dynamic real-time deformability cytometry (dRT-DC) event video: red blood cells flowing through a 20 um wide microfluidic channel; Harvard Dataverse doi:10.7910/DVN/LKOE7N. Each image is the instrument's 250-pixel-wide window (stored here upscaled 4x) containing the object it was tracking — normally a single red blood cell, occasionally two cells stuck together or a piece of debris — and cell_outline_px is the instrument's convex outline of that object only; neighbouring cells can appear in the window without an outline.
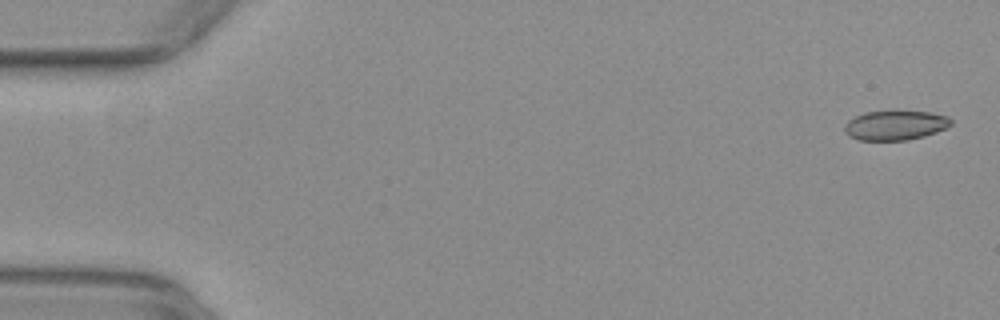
{"species": "common noctule bat (a hibernating species)", "species_latin": "Nyctalus noctula", "temperature_condition": "warm", "stored_images_in_passage": 44, "camera_frame_rate_fps": 3000, "um_per_image_px": 0.085, "animal": {"sex": "female", "body_mass_g": 29.2, "forearm_length_mm": 56.3}, "frame": {"image": 1, "passage_image": 2, "time_ms": 0.333, "image_size_px": [1000, 320], "cell_outline_px": [[952, 124], [936, 132], [924, 136], [908, 140], [860, 140], [848, 136], [844, 132], [844, 124], [848, 120], [864, 112], [896, 108], [932, 112], [948, 116], [952, 120]], "centroid_in_image_um": [76.09, 10.6], "position_along_channel_um": 8.9, "area_um2": 19.19}}
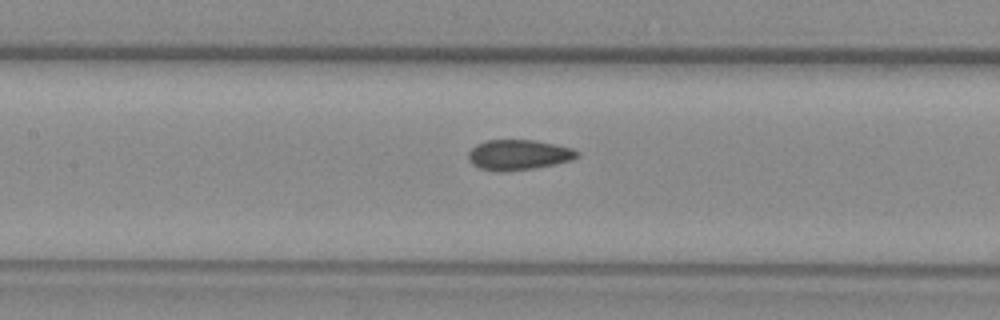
{"frame": {"image": 2, "passage_image": 25, "time_ms": 8.0, "image_size_px": [1000, 320], "cell_outline_px": [[580, 156], [572, 160], [532, 168], [504, 172], [500, 172], [480, 168], [472, 164], [468, 160], [468, 152], [476, 144], [488, 140], [536, 140], [556, 144], [572, 148], [580, 152]], "centroid_in_image_um": [44.08, 13.15], "position_along_channel_um": 163.3, "area_um2": 19.25}}
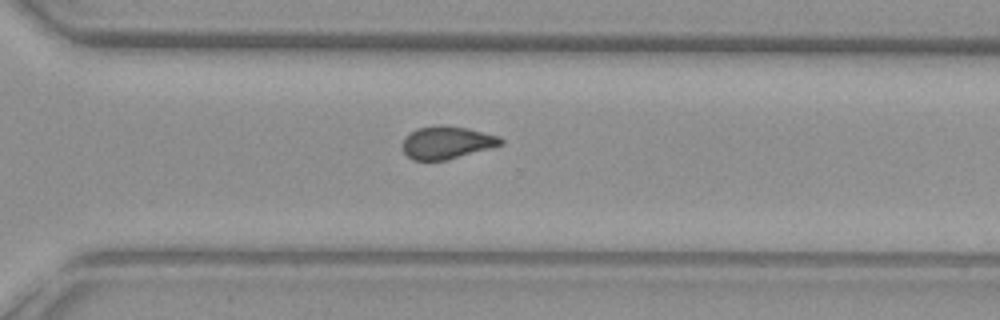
{"frame": {"image": 3, "passage_image": 38, "time_ms": 12.333, "image_size_px": [1000, 320], "cell_outline_px": [[504, 144], [492, 148], [448, 160], [412, 160], [404, 152], [404, 136], [416, 128], [440, 124], [468, 128], [500, 136], [504, 140]], "centroid_in_image_um": [38.02, 12.11], "position_along_channel_um": 332.6, "area_um2": 18.96}}